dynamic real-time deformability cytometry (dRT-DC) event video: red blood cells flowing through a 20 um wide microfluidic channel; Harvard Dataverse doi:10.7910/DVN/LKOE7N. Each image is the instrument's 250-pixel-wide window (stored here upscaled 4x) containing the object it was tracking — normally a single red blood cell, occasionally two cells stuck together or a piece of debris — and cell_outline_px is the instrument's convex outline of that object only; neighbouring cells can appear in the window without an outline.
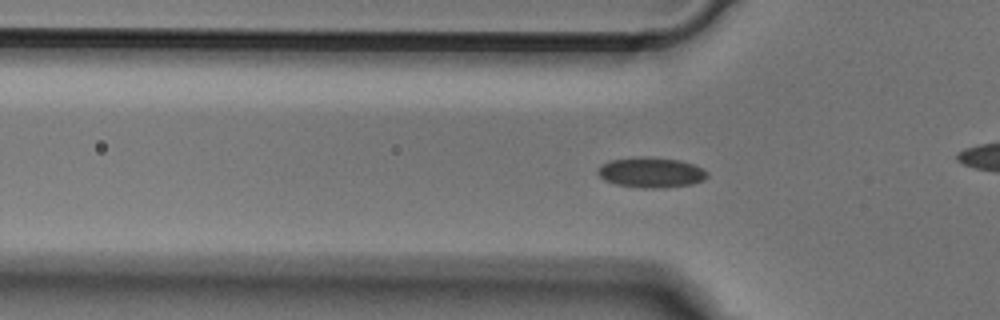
{"species": "Egyptian fruit bat (a non-hibernating species)", "species_latin": "Rousettus aegyptiacus", "temperature_condition": "cold", "stored_images_in_passage": 39, "camera_frame_rate_fps": 3000, "um_per_image_px": 0.085, "animal": {"sex": "male"}, "frame": {"image": 1, "passage_image": 3, "time_ms": 0.667, "image_size_px": [1000, 320], "cell_outline_px": [[708, 176], [704, 180], [692, 184], [664, 188], [640, 188], [616, 184], [604, 180], [596, 172], [596, 168], [600, 164], [608, 160], [640, 156], [644, 156], [680, 160], [692, 164], [708, 172]], "centroid_in_image_um": [55.29, 14.65], "position_along_channel_um": 70.5, "area_um2": 19.59}}
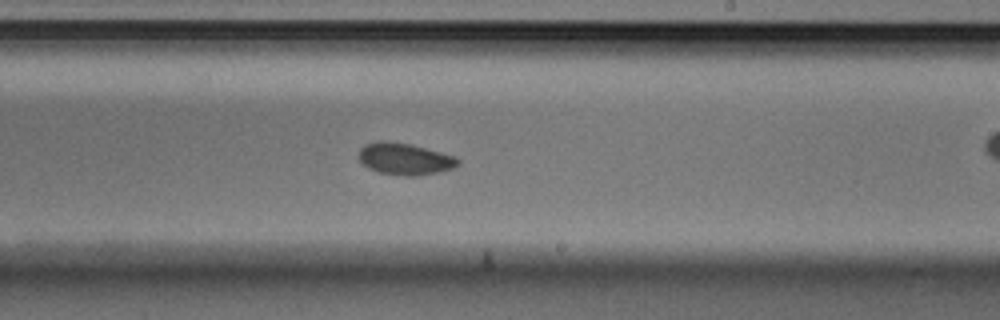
{"frame": {"image": 2, "passage_image": 17, "time_ms": 5.333, "image_size_px": [1000, 320], "cell_outline_px": [[460, 164], [452, 168], [440, 172], [416, 176], [404, 176], [380, 172], [368, 168], [360, 160], [360, 148], [364, 144], [380, 140], [384, 140], [412, 144], [456, 156], [460, 160]], "centroid_in_image_um": [34.44, 13.5], "position_along_channel_um": 254.6, "area_um2": 18.5}}
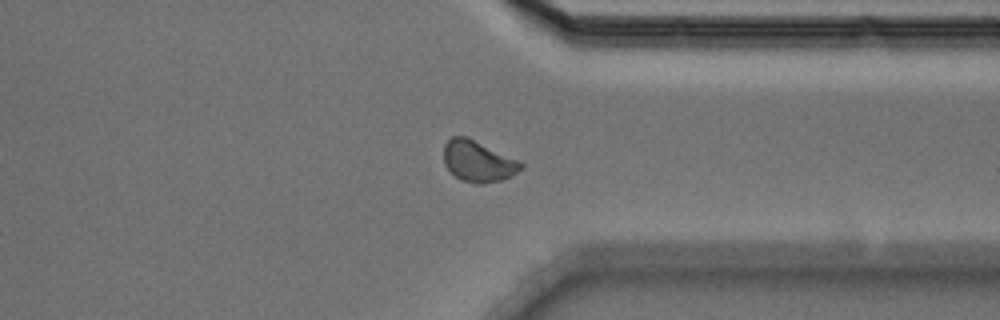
{"frame": {"image": 3, "passage_image": 26, "time_ms": 8.333, "image_size_px": [1000, 320], "cell_outline_px": [[524, 164], [516, 172], [504, 180], [480, 184], [476, 184], [460, 180], [444, 164], [444, 144], [452, 136], [468, 136], [520, 160]], "centroid_in_image_um": [40.64, 13.69], "position_along_channel_um": 370.8, "area_um2": 18.67}}